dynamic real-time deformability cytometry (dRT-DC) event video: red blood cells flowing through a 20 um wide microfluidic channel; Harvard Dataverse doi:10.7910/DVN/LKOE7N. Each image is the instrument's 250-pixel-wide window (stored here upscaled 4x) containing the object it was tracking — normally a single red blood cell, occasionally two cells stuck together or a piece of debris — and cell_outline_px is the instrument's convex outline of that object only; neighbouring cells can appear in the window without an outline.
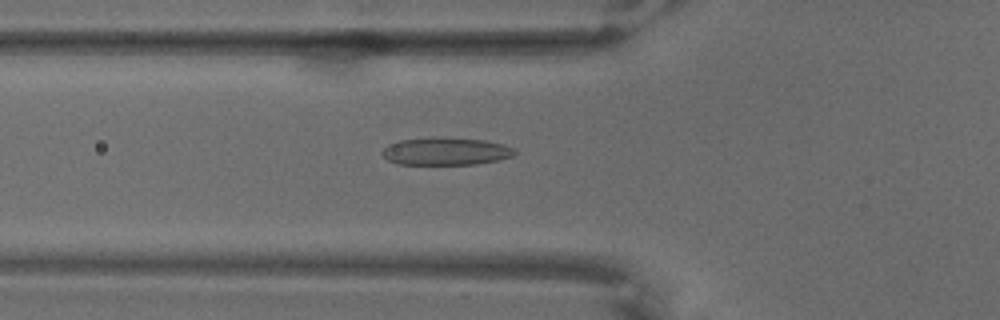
{"species": "common noctule bat (a hibernating species)", "species_latin": "Nyctalus noctula", "temperature_condition": "warm", "stored_images_in_passage": 66, "camera_frame_rate_fps": 3000, "um_per_image_px": 0.085, "animal": {"sex": "male", "body_mass_g": 18.8}, "frame": {"image": 1, "passage_image": 24, "time_ms": 7.667, "image_size_px": [1000, 320], "cell_outline_px": [[516, 152], [512, 156], [496, 160], [476, 164], [396, 164], [388, 160], [380, 152], [388, 144], [400, 140], [484, 140], [504, 144], [512, 148]], "centroid_in_image_um": [37.87, 12.91], "position_along_channel_um": 87.9, "area_um2": 20.17}}
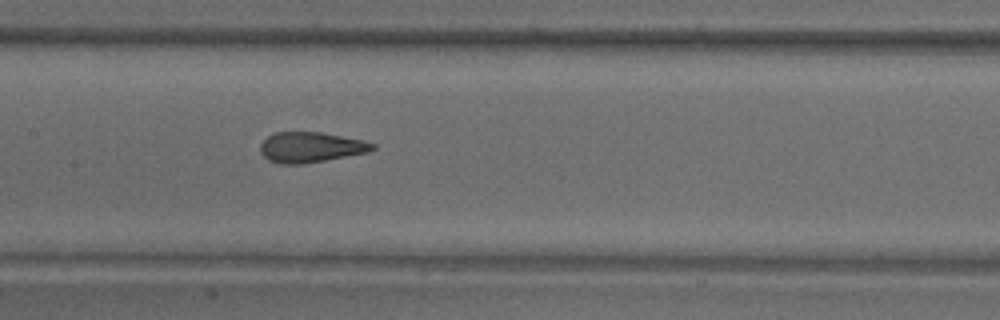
{"frame": {"image": 2, "passage_image": 33, "time_ms": 10.667, "image_size_px": [1000, 320], "cell_outline_px": [[376, 148], [368, 152], [324, 160], [300, 164], [280, 164], [268, 160], [260, 152], [260, 144], [268, 136], [276, 132], [320, 132], [364, 140], [376, 144]], "centroid_in_image_um": [26.41, 12.51], "position_along_channel_um": 181.0, "area_um2": 19.77}}
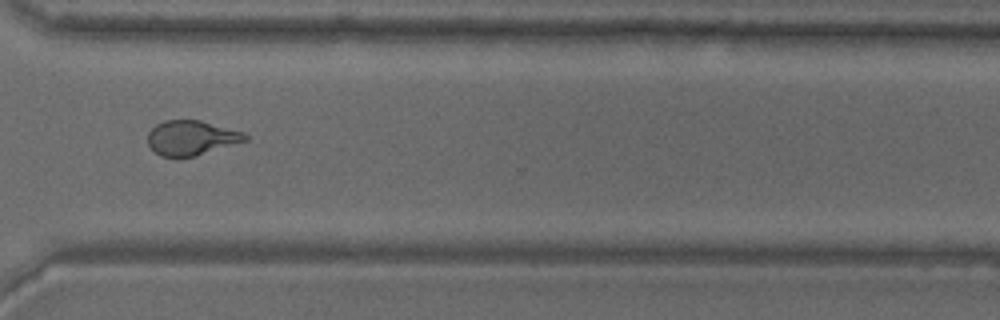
{"frame": {"image": 3, "passage_image": 50, "time_ms": 16.333, "image_size_px": [1000, 320], "cell_outline_px": [[248, 140], [192, 156], [160, 156], [148, 144], [148, 132], [156, 124], [164, 120], [200, 120], [244, 132], [248, 136]], "centroid_in_image_um": [16.26, 11.69], "position_along_channel_um": 354.3, "area_um2": 19.36}}